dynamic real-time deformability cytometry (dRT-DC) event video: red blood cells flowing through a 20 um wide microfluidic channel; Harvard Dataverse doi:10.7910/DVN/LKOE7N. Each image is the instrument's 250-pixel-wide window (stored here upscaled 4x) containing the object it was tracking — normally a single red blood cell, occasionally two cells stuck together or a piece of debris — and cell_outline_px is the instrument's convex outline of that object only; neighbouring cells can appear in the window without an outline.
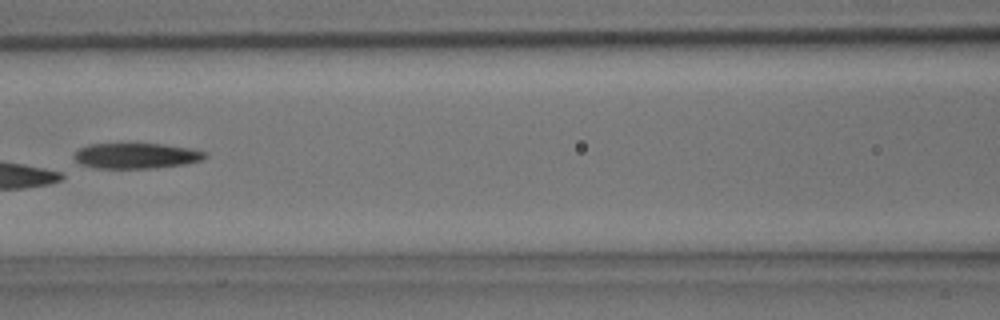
{"species": "common noctule bat (a hibernating species)", "species_latin": "Nyctalus noctula", "temperature_condition": "room temperature", "stored_images_in_passage": 5, "camera_frame_rate_fps": 3000, "um_per_image_px": 0.085, "animal": {"sex": "male", "body_mass_g": 15.6}, "frame": {"image": 1, "passage_image": 5, "time_ms": 1.333, "image_size_px": [1000, 320], "cell_outline_px": [[208, 156], [200, 160], [184, 164], [152, 168], [96, 168], [80, 164], [72, 156], [80, 148], [88, 144], [164, 144], [188, 148], [208, 152]], "centroid_in_image_um": [11.57, 13.24], "position_along_channel_um": 155.0, "area_um2": 19.36}}